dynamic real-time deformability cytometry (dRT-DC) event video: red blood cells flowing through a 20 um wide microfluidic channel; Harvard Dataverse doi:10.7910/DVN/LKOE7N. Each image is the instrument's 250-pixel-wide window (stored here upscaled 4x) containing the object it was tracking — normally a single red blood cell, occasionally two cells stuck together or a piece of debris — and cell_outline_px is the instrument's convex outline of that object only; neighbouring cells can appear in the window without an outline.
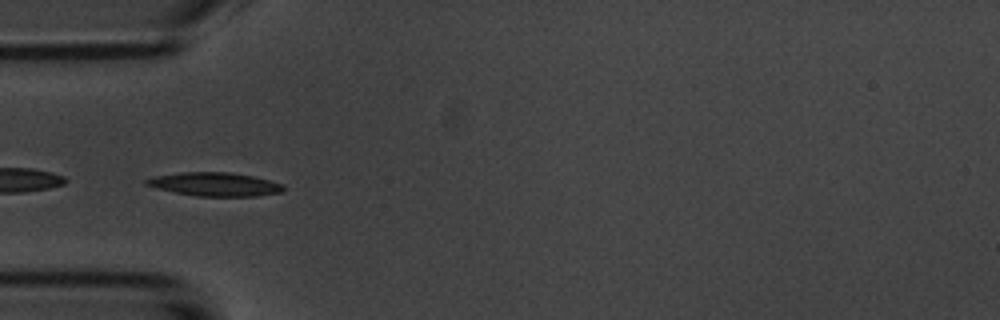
{"species": "common noctule bat (a hibernating species)", "species_latin": "Nyctalus noctula", "temperature_condition": "room temperature", "stored_images_in_passage": 38, "camera_frame_rate_fps": 3000, "um_per_image_px": 0.085, "animal": {"sex": "male", "body_mass_g": 20.1, "forearm_length_mm": 53.5}, "frame": {"image": 1, "passage_image": 1, "time_ms": 0.0, "image_size_px": [1000, 320], "cell_outline_px": [[284, 192], [256, 196], [196, 196], [156, 188], [144, 184], [144, 180], [152, 176], [180, 172], [232, 172], [252, 176], [284, 184]], "centroid_in_image_um": [18.25, 15.66], "position_along_channel_um": 66.7, "area_um2": 18.96}}
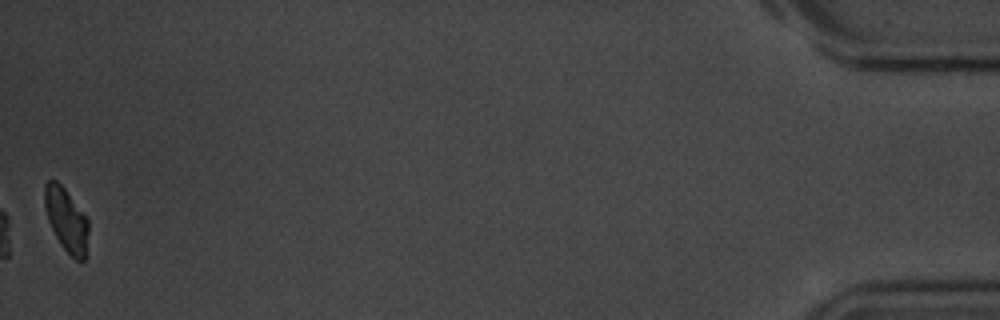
{"frame": {"image": 2, "passage_image": 38, "time_ms": 12.333, "image_size_px": [1000, 320], "cell_outline_px": [[88, 232], [84, 260], [76, 260], [60, 244], [48, 220], [44, 204], [44, 184], [48, 180], [56, 180], [64, 188], [88, 220]], "centroid_in_image_um": [5.61, 18.66], "position_along_channel_um": 429.6, "area_um2": 15.84}, "authors_computed_cell_mechanics": {"area_um2": 17.8313, "velocity_mm_per_s": 3.7107, "shape_relaxation_time_tau1_ms": 1.7381, "shape_relaxation_time_tau2_ms": null, "deformation_change_tau1": 0.1118, "deformation_change_tau2": null}}